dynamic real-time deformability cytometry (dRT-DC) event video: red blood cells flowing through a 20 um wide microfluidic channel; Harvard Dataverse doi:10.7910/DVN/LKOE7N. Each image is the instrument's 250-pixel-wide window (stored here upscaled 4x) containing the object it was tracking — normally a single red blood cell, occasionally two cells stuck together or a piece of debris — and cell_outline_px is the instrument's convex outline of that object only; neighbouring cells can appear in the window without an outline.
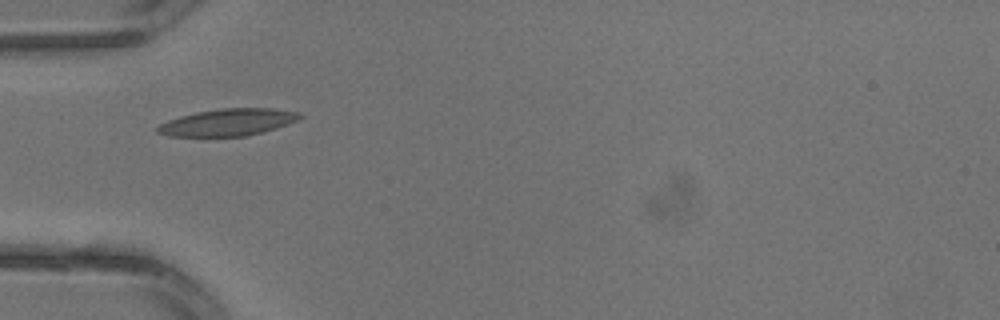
{"species": "common noctule bat (a hibernating species)", "species_latin": "Nyctalus noctula", "temperature_condition": "warm", "stored_images_in_passage": 3, "camera_frame_rate_fps": 3000, "um_per_image_px": 0.085, "animal": {"sex": "male", "body_mass_g": 13.3}, "frame": {"image": 1, "passage_image": 3, "time_ms": 0.667, "image_size_px": [1000, 320], "cell_outline_px": [[304, 116], [300, 120], [276, 128], [244, 136], [168, 136], [156, 132], [156, 128], [160, 124], [168, 120], [180, 116], [196, 112], [220, 108], [272, 108], [300, 112]], "centroid_in_image_um": [19.4, 10.38], "position_along_channel_um": 65.6, "area_um2": 22.43}}